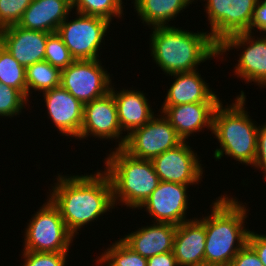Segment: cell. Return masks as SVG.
<instances>
[{"label":"cell","mask_w":266,"mask_h":266,"mask_svg":"<svg viewBox=\"0 0 266 266\" xmlns=\"http://www.w3.org/2000/svg\"><path fill=\"white\" fill-rule=\"evenodd\" d=\"M71 11V0H33L17 25L28 30L55 33Z\"/></svg>","instance_id":"obj_21"},{"label":"cell","mask_w":266,"mask_h":266,"mask_svg":"<svg viewBox=\"0 0 266 266\" xmlns=\"http://www.w3.org/2000/svg\"><path fill=\"white\" fill-rule=\"evenodd\" d=\"M247 244L255 251L263 266H266V234L250 231Z\"/></svg>","instance_id":"obj_35"},{"label":"cell","mask_w":266,"mask_h":266,"mask_svg":"<svg viewBox=\"0 0 266 266\" xmlns=\"http://www.w3.org/2000/svg\"><path fill=\"white\" fill-rule=\"evenodd\" d=\"M31 217L24 236V250L69 253L75 237L67 228L59 209L48 198Z\"/></svg>","instance_id":"obj_6"},{"label":"cell","mask_w":266,"mask_h":266,"mask_svg":"<svg viewBox=\"0 0 266 266\" xmlns=\"http://www.w3.org/2000/svg\"><path fill=\"white\" fill-rule=\"evenodd\" d=\"M0 82L20 91L27 98L26 68L0 44Z\"/></svg>","instance_id":"obj_26"},{"label":"cell","mask_w":266,"mask_h":266,"mask_svg":"<svg viewBox=\"0 0 266 266\" xmlns=\"http://www.w3.org/2000/svg\"><path fill=\"white\" fill-rule=\"evenodd\" d=\"M50 34L12 25L0 30V44L26 68L45 60L46 40Z\"/></svg>","instance_id":"obj_16"},{"label":"cell","mask_w":266,"mask_h":266,"mask_svg":"<svg viewBox=\"0 0 266 266\" xmlns=\"http://www.w3.org/2000/svg\"><path fill=\"white\" fill-rule=\"evenodd\" d=\"M105 159L114 206L121 203L138 209L160 182L152 161L134 158L122 148H114Z\"/></svg>","instance_id":"obj_5"},{"label":"cell","mask_w":266,"mask_h":266,"mask_svg":"<svg viewBox=\"0 0 266 266\" xmlns=\"http://www.w3.org/2000/svg\"><path fill=\"white\" fill-rule=\"evenodd\" d=\"M151 161L160 181L197 185L202 180L204 170L200 164L201 160L199 161L197 153L187 141L163 152Z\"/></svg>","instance_id":"obj_13"},{"label":"cell","mask_w":266,"mask_h":266,"mask_svg":"<svg viewBox=\"0 0 266 266\" xmlns=\"http://www.w3.org/2000/svg\"><path fill=\"white\" fill-rule=\"evenodd\" d=\"M49 191L48 198L59 209L65 225L74 236L84 225L115 208L111 181L101 170L81 176L58 174L57 183Z\"/></svg>","instance_id":"obj_1"},{"label":"cell","mask_w":266,"mask_h":266,"mask_svg":"<svg viewBox=\"0 0 266 266\" xmlns=\"http://www.w3.org/2000/svg\"><path fill=\"white\" fill-rule=\"evenodd\" d=\"M210 36L218 45L233 34L248 32L258 0H204Z\"/></svg>","instance_id":"obj_10"},{"label":"cell","mask_w":266,"mask_h":266,"mask_svg":"<svg viewBox=\"0 0 266 266\" xmlns=\"http://www.w3.org/2000/svg\"><path fill=\"white\" fill-rule=\"evenodd\" d=\"M254 33L243 32L233 34L218 44V55L222 56L229 50L244 48L239 55L234 73L245 82H254L266 87V35L257 37ZM245 46V47H244Z\"/></svg>","instance_id":"obj_11"},{"label":"cell","mask_w":266,"mask_h":266,"mask_svg":"<svg viewBox=\"0 0 266 266\" xmlns=\"http://www.w3.org/2000/svg\"><path fill=\"white\" fill-rule=\"evenodd\" d=\"M97 258V266H103V263L106 266H148L147 258L136 253L121 238Z\"/></svg>","instance_id":"obj_25"},{"label":"cell","mask_w":266,"mask_h":266,"mask_svg":"<svg viewBox=\"0 0 266 266\" xmlns=\"http://www.w3.org/2000/svg\"><path fill=\"white\" fill-rule=\"evenodd\" d=\"M48 117L59 133L79 138L84 105L61 86L43 92Z\"/></svg>","instance_id":"obj_15"},{"label":"cell","mask_w":266,"mask_h":266,"mask_svg":"<svg viewBox=\"0 0 266 266\" xmlns=\"http://www.w3.org/2000/svg\"><path fill=\"white\" fill-rule=\"evenodd\" d=\"M45 61L60 70L67 68L75 61L57 32L51 33L47 37Z\"/></svg>","instance_id":"obj_28"},{"label":"cell","mask_w":266,"mask_h":266,"mask_svg":"<svg viewBox=\"0 0 266 266\" xmlns=\"http://www.w3.org/2000/svg\"><path fill=\"white\" fill-rule=\"evenodd\" d=\"M100 59L75 60L61 70L60 86L83 105L110 92L112 78Z\"/></svg>","instance_id":"obj_8"},{"label":"cell","mask_w":266,"mask_h":266,"mask_svg":"<svg viewBox=\"0 0 266 266\" xmlns=\"http://www.w3.org/2000/svg\"><path fill=\"white\" fill-rule=\"evenodd\" d=\"M177 226L170 223H153L121 238L131 249L144 258L173 251Z\"/></svg>","instance_id":"obj_19"},{"label":"cell","mask_w":266,"mask_h":266,"mask_svg":"<svg viewBox=\"0 0 266 266\" xmlns=\"http://www.w3.org/2000/svg\"><path fill=\"white\" fill-rule=\"evenodd\" d=\"M151 56L168 74L192 72L200 63L218 55V45L207 32H189L175 26L152 27Z\"/></svg>","instance_id":"obj_3"},{"label":"cell","mask_w":266,"mask_h":266,"mask_svg":"<svg viewBox=\"0 0 266 266\" xmlns=\"http://www.w3.org/2000/svg\"><path fill=\"white\" fill-rule=\"evenodd\" d=\"M244 94L242 90L231 105L223 107L220 102L216 106L212 125V133L220 144L213 154L216 161L225 154L241 164L252 166L255 162L258 125L245 110Z\"/></svg>","instance_id":"obj_4"},{"label":"cell","mask_w":266,"mask_h":266,"mask_svg":"<svg viewBox=\"0 0 266 266\" xmlns=\"http://www.w3.org/2000/svg\"><path fill=\"white\" fill-rule=\"evenodd\" d=\"M122 134L118 122L117 105L111 91L84 104L82 127L78 139H86L88 136L102 140L118 139L116 148L119 149L123 148L127 138Z\"/></svg>","instance_id":"obj_12"},{"label":"cell","mask_w":266,"mask_h":266,"mask_svg":"<svg viewBox=\"0 0 266 266\" xmlns=\"http://www.w3.org/2000/svg\"><path fill=\"white\" fill-rule=\"evenodd\" d=\"M229 266H263L255 251L246 244L234 257Z\"/></svg>","instance_id":"obj_33"},{"label":"cell","mask_w":266,"mask_h":266,"mask_svg":"<svg viewBox=\"0 0 266 266\" xmlns=\"http://www.w3.org/2000/svg\"><path fill=\"white\" fill-rule=\"evenodd\" d=\"M211 205V213L200 219L206 233L204 266H229L247 244L250 230L244 221L249 209L238 198L227 194L219 196Z\"/></svg>","instance_id":"obj_2"},{"label":"cell","mask_w":266,"mask_h":266,"mask_svg":"<svg viewBox=\"0 0 266 266\" xmlns=\"http://www.w3.org/2000/svg\"><path fill=\"white\" fill-rule=\"evenodd\" d=\"M263 172L266 180V122L258 126L256 158L252 167Z\"/></svg>","instance_id":"obj_32"},{"label":"cell","mask_w":266,"mask_h":266,"mask_svg":"<svg viewBox=\"0 0 266 266\" xmlns=\"http://www.w3.org/2000/svg\"><path fill=\"white\" fill-rule=\"evenodd\" d=\"M154 115L144 126L127 135L123 150L137 159L152 160L183 142L175 128L162 114Z\"/></svg>","instance_id":"obj_9"},{"label":"cell","mask_w":266,"mask_h":266,"mask_svg":"<svg viewBox=\"0 0 266 266\" xmlns=\"http://www.w3.org/2000/svg\"><path fill=\"white\" fill-rule=\"evenodd\" d=\"M78 15L75 19L67 17L58 27L57 34L69 49L75 60L99 59V51L110 21L96 16Z\"/></svg>","instance_id":"obj_7"},{"label":"cell","mask_w":266,"mask_h":266,"mask_svg":"<svg viewBox=\"0 0 266 266\" xmlns=\"http://www.w3.org/2000/svg\"><path fill=\"white\" fill-rule=\"evenodd\" d=\"M28 99L17 89L0 82V116L10 117L20 115L28 103ZM22 109V110H21Z\"/></svg>","instance_id":"obj_29"},{"label":"cell","mask_w":266,"mask_h":266,"mask_svg":"<svg viewBox=\"0 0 266 266\" xmlns=\"http://www.w3.org/2000/svg\"><path fill=\"white\" fill-rule=\"evenodd\" d=\"M194 0H133L134 9L137 11L142 23L149 27L169 26L172 21Z\"/></svg>","instance_id":"obj_23"},{"label":"cell","mask_w":266,"mask_h":266,"mask_svg":"<svg viewBox=\"0 0 266 266\" xmlns=\"http://www.w3.org/2000/svg\"><path fill=\"white\" fill-rule=\"evenodd\" d=\"M25 261L22 266H65L68 253L59 252H21Z\"/></svg>","instance_id":"obj_31"},{"label":"cell","mask_w":266,"mask_h":266,"mask_svg":"<svg viewBox=\"0 0 266 266\" xmlns=\"http://www.w3.org/2000/svg\"><path fill=\"white\" fill-rule=\"evenodd\" d=\"M61 70L47 61L36 62L26 67L27 99L30 90L40 93L60 86Z\"/></svg>","instance_id":"obj_24"},{"label":"cell","mask_w":266,"mask_h":266,"mask_svg":"<svg viewBox=\"0 0 266 266\" xmlns=\"http://www.w3.org/2000/svg\"><path fill=\"white\" fill-rule=\"evenodd\" d=\"M170 75L175 80L167 91L163 106L221 102L197 70Z\"/></svg>","instance_id":"obj_20"},{"label":"cell","mask_w":266,"mask_h":266,"mask_svg":"<svg viewBox=\"0 0 266 266\" xmlns=\"http://www.w3.org/2000/svg\"><path fill=\"white\" fill-rule=\"evenodd\" d=\"M206 233L204 223L197 218L176 228L173 253L178 266H204Z\"/></svg>","instance_id":"obj_18"},{"label":"cell","mask_w":266,"mask_h":266,"mask_svg":"<svg viewBox=\"0 0 266 266\" xmlns=\"http://www.w3.org/2000/svg\"><path fill=\"white\" fill-rule=\"evenodd\" d=\"M255 28H257L260 33L266 34V0H258L254 7L252 22L248 32L253 34Z\"/></svg>","instance_id":"obj_34"},{"label":"cell","mask_w":266,"mask_h":266,"mask_svg":"<svg viewBox=\"0 0 266 266\" xmlns=\"http://www.w3.org/2000/svg\"><path fill=\"white\" fill-rule=\"evenodd\" d=\"M33 0H0V30L17 25Z\"/></svg>","instance_id":"obj_30"},{"label":"cell","mask_w":266,"mask_h":266,"mask_svg":"<svg viewBox=\"0 0 266 266\" xmlns=\"http://www.w3.org/2000/svg\"><path fill=\"white\" fill-rule=\"evenodd\" d=\"M122 0H71V8L76 13L96 16L112 21L113 17L121 18L123 13Z\"/></svg>","instance_id":"obj_27"},{"label":"cell","mask_w":266,"mask_h":266,"mask_svg":"<svg viewBox=\"0 0 266 266\" xmlns=\"http://www.w3.org/2000/svg\"><path fill=\"white\" fill-rule=\"evenodd\" d=\"M111 86L117 105L118 122L122 131L129 135L133 130L144 126L154 116V111L149 105V99L143 91L124 89L115 91Z\"/></svg>","instance_id":"obj_22"},{"label":"cell","mask_w":266,"mask_h":266,"mask_svg":"<svg viewBox=\"0 0 266 266\" xmlns=\"http://www.w3.org/2000/svg\"><path fill=\"white\" fill-rule=\"evenodd\" d=\"M218 104L188 103L162 106L160 112L168 119L183 141H186L191 134L205 127L212 133L213 114Z\"/></svg>","instance_id":"obj_17"},{"label":"cell","mask_w":266,"mask_h":266,"mask_svg":"<svg viewBox=\"0 0 266 266\" xmlns=\"http://www.w3.org/2000/svg\"><path fill=\"white\" fill-rule=\"evenodd\" d=\"M190 185L160 181L157 188L138 208L146 209L154 219V223L179 224L191 220L186 219L189 197L187 190Z\"/></svg>","instance_id":"obj_14"},{"label":"cell","mask_w":266,"mask_h":266,"mask_svg":"<svg viewBox=\"0 0 266 266\" xmlns=\"http://www.w3.org/2000/svg\"><path fill=\"white\" fill-rule=\"evenodd\" d=\"M148 266H178L173 251L147 258Z\"/></svg>","instance_id":"obj_36"}]
</instances>
